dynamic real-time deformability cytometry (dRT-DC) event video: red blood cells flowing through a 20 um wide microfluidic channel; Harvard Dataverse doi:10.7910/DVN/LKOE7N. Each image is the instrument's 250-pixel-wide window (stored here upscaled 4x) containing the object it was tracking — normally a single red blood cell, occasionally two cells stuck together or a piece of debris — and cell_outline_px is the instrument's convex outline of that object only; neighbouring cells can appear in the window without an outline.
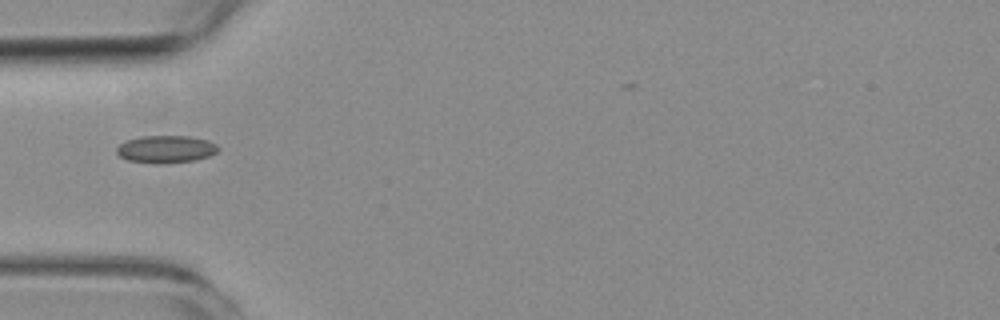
{"species": "common noctule bat (a hibernating species)", "species_latin": "Nyctalus noctula", "temperature_condition": "room temperature", "stored_images_in_passage": 5, "camera_frame_rate_fps": 3000, "um_per_image_px": 0.085, "animal": {"sex": "female", "body_mass_g": 19.3, "forearm_length_mm": 54.1}, "frame": {"image": 1, "passage_image": 2, "time_ms": 2.333, "image_size_px": [1000, 320], "cell_outline_px": [[220, 148], [216, 152], [208, 156], [196, 160], [164, 164], [156, 164], [128, 160], [120, 156], [116, 152], [116, 148], [120, 144], [128, 140], [140, 136], [188, 136], [208, 140], [216, 144]], "centroid_in_image_um": [14.11, 12.69], "position_along_channel_um": 70.9, "area_um2": 16.3}}
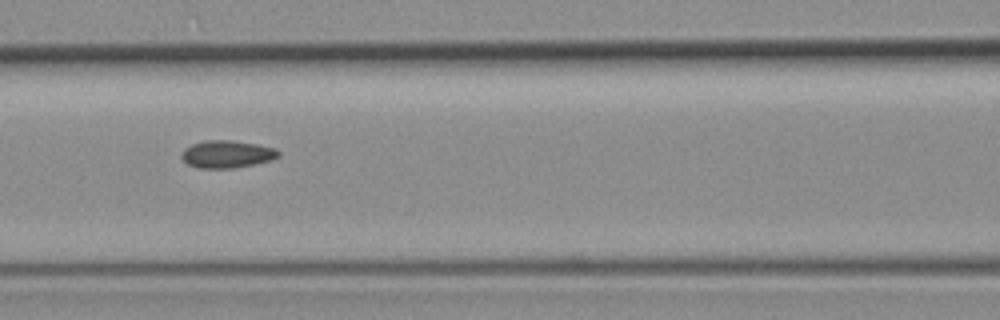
{"frame": {"image": 2, "passage_image": 4, "time_ms": 4.333, "image_size_px": [1000, 320], "cell_outline_px": [[280, 156], [272, 160], [232, 168], [196, 168], [188, 164], [180, 156], [184, 148], [192, 144], [204, 140], [232, 140], [256, 144], [276, 148], [280, 152]], "centroid_in_image_um": [19.28, 13.09], "position_along_channel_um": 147.3, "area_um2": 15.55}}
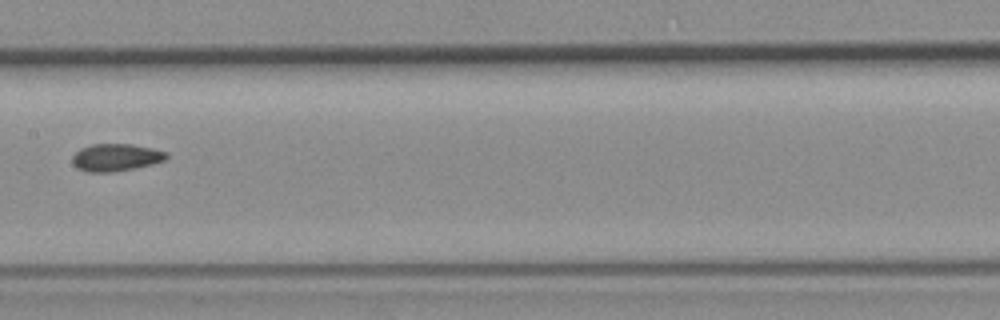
{"frame": {"image": 3, "passage_image": 5, "time_ms": 5.667, "image_size_px": [1000, 320], "cell_outline_px": [[168, 156], [164, 160], [152, 164], [136, 168], [112, 172], [88, 172], [76, 168], [72, 164], [72, 156], [80, 148], [92, 144], [132, 144], [152, 148], [168, 152]], "centroid_in_image_um": [9.83, 13.38], "position_along_channel_um": 197.6, "area_um2": 15.14}}